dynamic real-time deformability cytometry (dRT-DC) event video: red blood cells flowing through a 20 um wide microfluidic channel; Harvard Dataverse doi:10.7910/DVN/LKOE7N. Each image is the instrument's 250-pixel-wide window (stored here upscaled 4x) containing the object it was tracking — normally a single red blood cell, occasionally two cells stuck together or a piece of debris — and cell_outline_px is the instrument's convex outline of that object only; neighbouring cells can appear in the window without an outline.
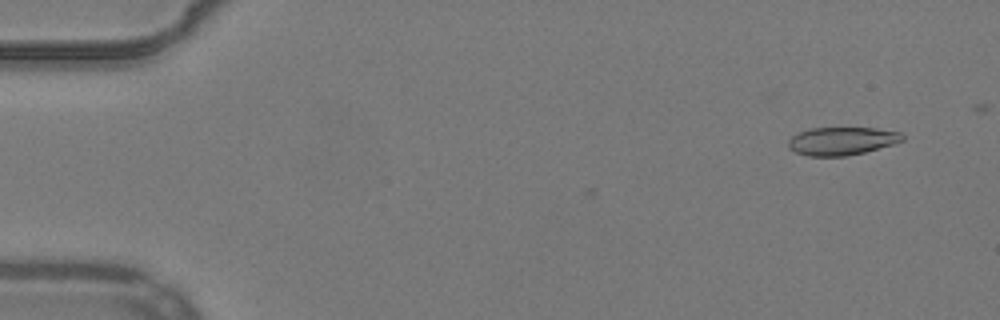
{"species": "common noctule bat (a hibernating species)", "species_latin": "Nyctalus noctula", "temperature_condition": "warm", "stored_images_in_passage": 7, "camera_frame_rate_fps": 3000, "um_per_image_px": 0.085, "animal": {"sex": "male", "body_mass_g": 19.2, "forearm_length_mm": 51.8}, "frame": {"image": 1, "passage_image": 4, "time_ms": 1.0, "image_size_px": [1000, 320], "cell_outline_px": [[904, 140], [892, 144], [864, 152], [848, 156], [808, 156], [796, 152], [788, 148], [788, 140], [792, 136], [800, 132], [812, 128], [876, 128], [900, 132], [904, 136]], "centroid_in_image_um": [71.54, 11.99], "position_along_channel_um": 13.5, "area_um2": 18.55}}